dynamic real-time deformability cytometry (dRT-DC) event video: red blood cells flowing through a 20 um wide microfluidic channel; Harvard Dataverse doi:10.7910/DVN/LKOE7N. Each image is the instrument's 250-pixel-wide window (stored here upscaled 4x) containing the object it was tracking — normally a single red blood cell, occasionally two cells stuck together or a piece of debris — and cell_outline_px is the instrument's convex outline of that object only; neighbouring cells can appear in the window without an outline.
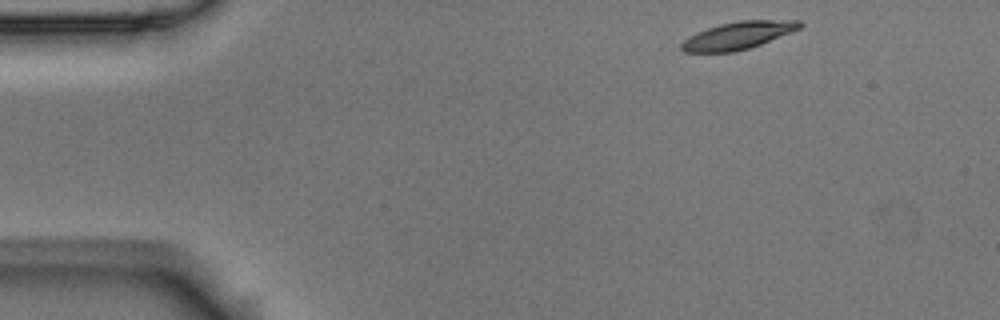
{"species": "Egyptian fruit bat (a non-hibernating species)", "species_latin": "Rousettus aegyptiacus", "temperature_condition": "room temperature", "stored_images_in_passage": 4, "camera_frame_rate_fps": 3000, "um_per_image_px": 0.085, "animal": {"sex": "male"}, "frame": {"image": 1, "passage_image": 1, "time_ms": 0.0, "image_size_px": [1000, 320], "cell_outline_px": [[804, 24], [800, 28], [760, 44], [736, 52], [684, 52], [680, 48], [680, 44], [688, 36], [696, 32], [720, 24], [740, 20], [800, 20]], "centroid_in_image_um": [62.71, 3.01], "position_along_channel_um": 22.3, "area_um2": 18.84}}
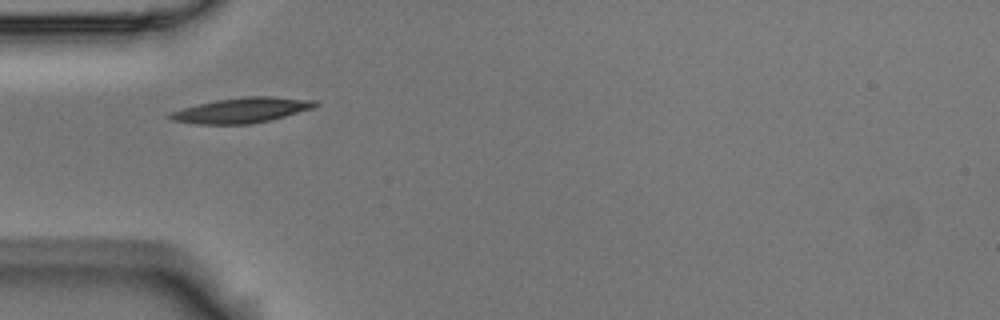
{"frame": {"image": 2, "passage_image": 4, "time_ms": 1.0, "image_size_px": [1000, 320], "cell_outline_px": [[320, 104], [316, 108], [272, 120], [248, 124], [196, 124], [172, 120], [168, 116], [168, 112], [216, 100], [244, 96], [272, 96], [316, 100]], "centroid_in_image_um": [20.63, 9.37], "position_along_channel_um": 64.4, "area_um2": 21.5}}